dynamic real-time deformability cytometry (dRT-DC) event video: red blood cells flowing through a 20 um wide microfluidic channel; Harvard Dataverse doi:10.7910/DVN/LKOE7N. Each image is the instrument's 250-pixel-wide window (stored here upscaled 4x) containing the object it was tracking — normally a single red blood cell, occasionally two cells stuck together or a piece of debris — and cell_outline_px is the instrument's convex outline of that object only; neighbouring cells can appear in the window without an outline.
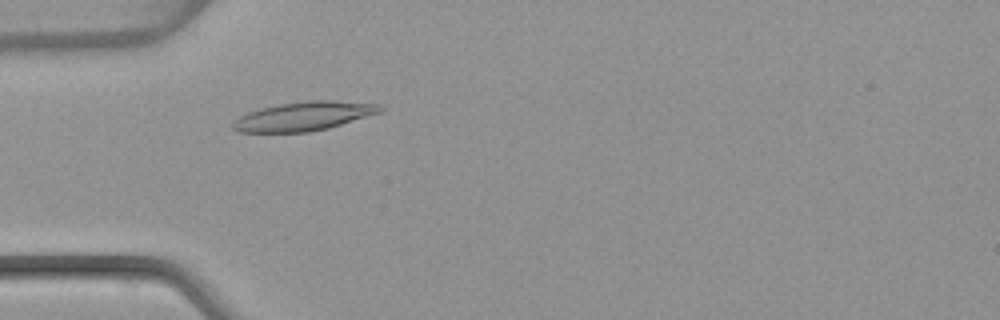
{"species": "common noctule bat (a hibernating species)", "species_latin": "Nyctalus noctula", "temperature_condition": "warm", "stored_images_in_passage": 23, "camera_frame_rate_fps": 3000, "um_per_image_px": 0.085, "animal": {"sex": "female", "body_mass_g": 22.7, "forearm_length_mm": 54.2}, "frame": {"image": 1, "passage_image": 1, "time_ms": 0.0, "image_size_px": [1000, 320], "cell_outline_px": [[384, 108], [380, 112], [328, 128], [308, 132], [236, 132], [232, 128], [232, 120], [248, 112], [260, 108], [280, 104], [308, 100], [332, 100], [380, 104]], "centroid_in_image_um": [25.78, 9.87], "position_along_channel_um": 59.2, "area_um2": 24.8}}
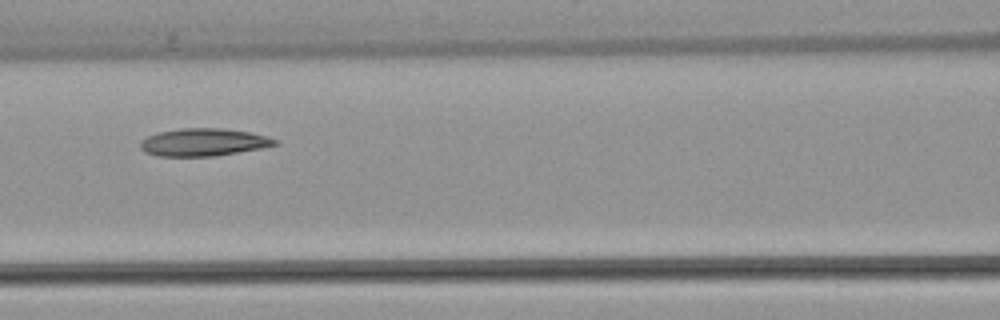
{"frame": {"image": 2, "passage_image": 8, "time_ms": 2.333, "image_size_px": [1000, 320], "cell_outline_px": [[280, 144], [264, 148], [216, 156], [156, 156], [144, 152], [140, 148], [140, 140], [148, 136], [160, 132], [180, 128], [220, 128], [248, 132], [268, 136], [276, 140]], "centroid_in_image_um": [17.3, 12.1], "position_along_channel_um": 149.3, "area_um2": 21.79}}
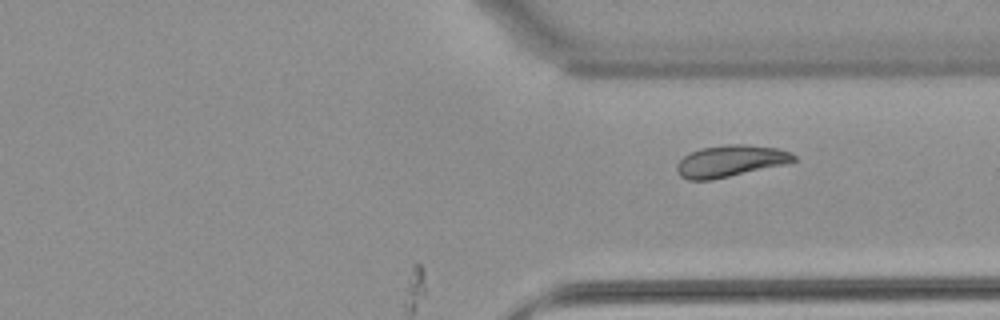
{"frame": {"image": 3, "passage_image": 23, "time_ms": 7.333, "image_size_px": [1000, 320], "cell_outline_px": [[796, 160], [788, 164], [712, 180], [688, 180], [680, 176], [676, 168], [676, 164], [684, 156], [700, 148], [728, 144], [744, 144], [780, 148], [792, 152], [796, 156]], "centroid_in_image_um": [62.13, 13.69], "position_along_channel_um": 349.3, "area_um2": 21.85}}